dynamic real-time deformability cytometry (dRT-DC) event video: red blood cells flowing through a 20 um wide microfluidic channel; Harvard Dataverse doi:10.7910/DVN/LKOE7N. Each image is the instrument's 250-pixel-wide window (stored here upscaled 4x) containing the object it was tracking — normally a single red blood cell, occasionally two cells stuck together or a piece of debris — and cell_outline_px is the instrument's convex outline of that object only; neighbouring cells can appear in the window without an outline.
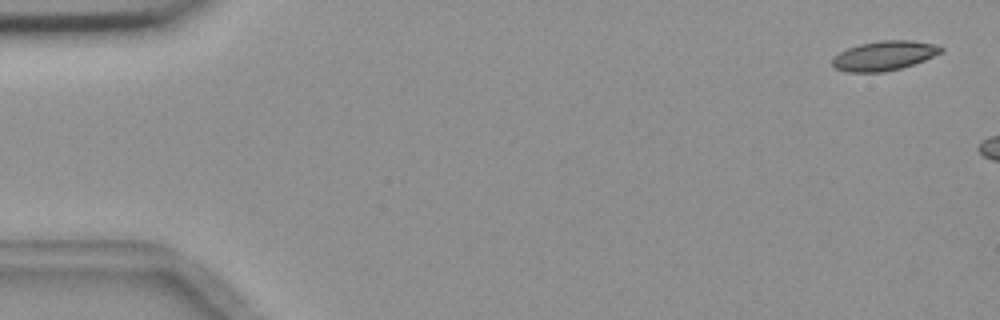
{"species": "common noctule bat (a hibernating species)", "species_latin": "Nyctalus noctula", "temperature_condition": "room temperature", "stored_images_in_passage": 3, "camera_frame_rate_fps": 3000, "um_per_image_px": 0.085, "animal": {"sex": "female", "body_mass_g": 18.4}, "frame": {"image": 1, "passage_image": 1, "time_ms": 0.0, "image_size_px": [1000, 320], "cell_outline_px": [[944, 48], [940, 52], [924, 60], [900, 68], [884, 72], [848, 72], [836, 68], [832, 64], [832, 60], [840, 52], [848, 48], [860, 44], [880, 40], [912, 40], [932, 44]], "centroid_in_image_um": [75.13, 4.73], "position_along_channel_um": 9.9, "area_um2": 18.32}}